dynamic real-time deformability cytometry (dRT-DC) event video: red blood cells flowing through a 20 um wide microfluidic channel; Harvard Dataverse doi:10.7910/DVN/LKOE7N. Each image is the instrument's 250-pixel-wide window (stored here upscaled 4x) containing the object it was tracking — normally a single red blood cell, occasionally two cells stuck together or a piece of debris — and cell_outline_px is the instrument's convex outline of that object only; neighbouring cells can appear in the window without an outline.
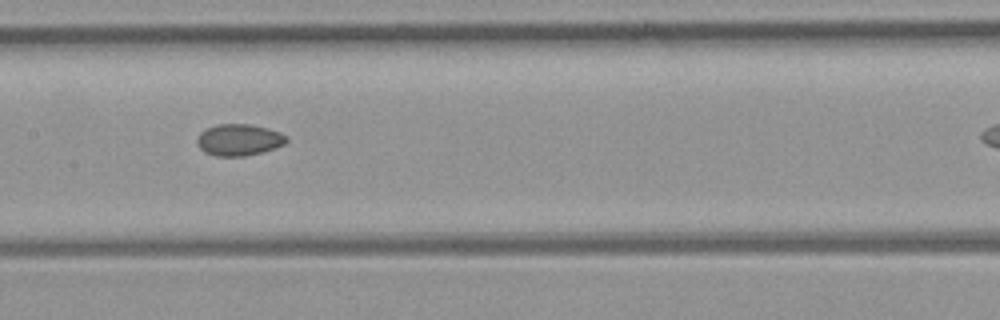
{"species": "common noctule bat (a hibernating species)", "species_latin": "Nyctalus noctula", "temperature_condition": "room temperature", "stored_images_in_passage": 7, "camera_frame_rate_fps": 3000, "um_per_image_px": 0.085, "animal": {"sex": "female", "body_mass_g": 21.9}, "frame": {"image": 1, "passage_image": 5, "time_ms": 5.333, "image_size_px": [1000, 320], "cell_outline_px": [[288, 140], [284, 144], [260, 152], [244, 156], [216, 156], [204, 152], [200, 148], [196, 140], [200, 132], [216, 124], [252, 124], [268, 128], [280, 132], [288, 136]], "centroid_in_image_um": [20.31, 11.87], "position_along_channel_um": 187.1, "area_um2": 16.42}}
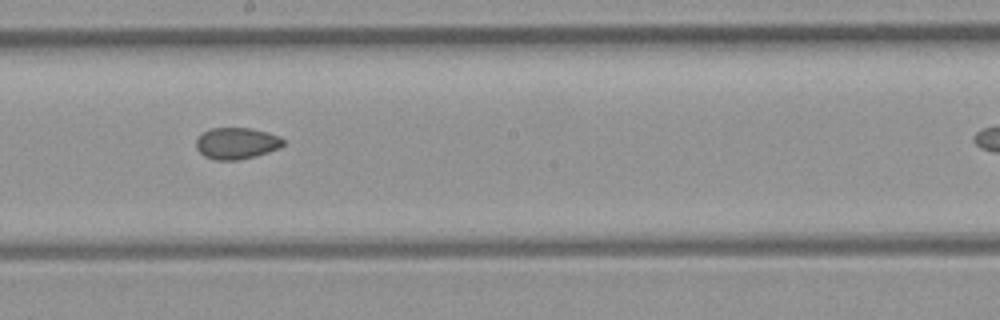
{"frame": {"image": 2, "passage_image": 6, "time_ms": 6.333, "image_size_px": [1000, 320], "cell_outline_px": [[284, 144], [280, 148], [268, 152], [236, 160], [216, 160], [204, 156], [196, 148], [196, 140], [204, 132], [212, 128], [252, 128], [268, 132], [280, 136], [284, 140]], "centroid_in_image_um": [20.13, 12.17], "position_along_channel_um": 228.1, "area_um2": 15.9}}